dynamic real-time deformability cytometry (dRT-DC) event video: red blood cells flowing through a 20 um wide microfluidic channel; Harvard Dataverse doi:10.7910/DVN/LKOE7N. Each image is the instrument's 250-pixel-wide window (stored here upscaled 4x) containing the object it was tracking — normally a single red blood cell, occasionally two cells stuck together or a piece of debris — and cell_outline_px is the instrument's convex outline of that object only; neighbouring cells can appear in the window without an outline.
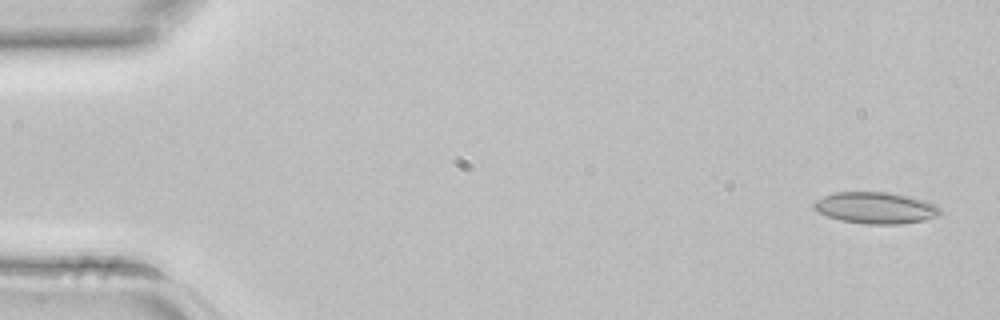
{"species": "common noctule bat (a hibernating species)", "species_latin": "Nyctalus noctula", "temperature_condition": "room temperature", "stored_images_in_passage": 3, "camera_frame_rate_fps": 3000, "um_per_image_px": 0.085, "animal": {"sex": "female", "body_mass_g": 22.7, "forearm_length_mm": 54.2}, "frame": {"image": 1, "passage_image": 1, "time_ms": 0.0, "image_size_px": [1000, 320], "cell_outline_px": [[940, 212], [936, 216], [924, 220], [900, 224], [864, 224], [840, 220], [828, 216], [812, 208], [812, 204], [816, 200], [832, 192], [888, 192], [912, 196], [936, 204], [940, 208]], "centroid_in_image_um": [74.42, 17.66], "position_along_channel_um": 10.6, "area_um2": 23.29}}